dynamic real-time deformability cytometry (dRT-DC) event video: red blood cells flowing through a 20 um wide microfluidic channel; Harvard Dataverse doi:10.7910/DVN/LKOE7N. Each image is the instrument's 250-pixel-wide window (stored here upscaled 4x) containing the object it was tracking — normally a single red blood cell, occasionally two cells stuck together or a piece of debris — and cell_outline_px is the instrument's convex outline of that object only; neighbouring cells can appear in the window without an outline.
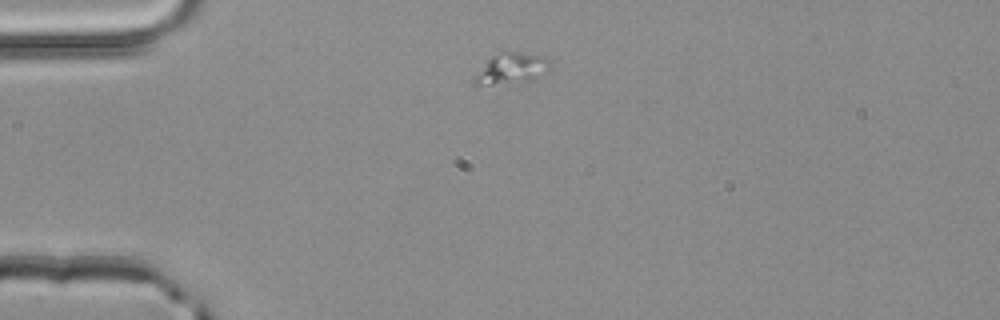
{"species": "common noctule bat (a hibernating species)", "species_latin": "Nyctalus noctula", "temperature_condition": "room temperature", "stored_images_in_passage": 2, "camera_frame_rate_fps": 3000, "um_per_image_px": 0.085, "animal": {"sex": "male", "body_mass_g": 20.4}, "frame": {"image": 1, "passage_image": 1, "time_ms": 0.0, "image_size_px": [1000, 320], "cell_outline_px": [[548, 68], [544, 72], [532, 80], [476, 88], [472, 84], [472, 80], [488, 60], [492, 56], [500, 52], [520, 52], [548, 56]], "centroid_in_image_um": [43.4, 5.86], "position_along_channel_um": 41.6, "area_um2": 13.76}}